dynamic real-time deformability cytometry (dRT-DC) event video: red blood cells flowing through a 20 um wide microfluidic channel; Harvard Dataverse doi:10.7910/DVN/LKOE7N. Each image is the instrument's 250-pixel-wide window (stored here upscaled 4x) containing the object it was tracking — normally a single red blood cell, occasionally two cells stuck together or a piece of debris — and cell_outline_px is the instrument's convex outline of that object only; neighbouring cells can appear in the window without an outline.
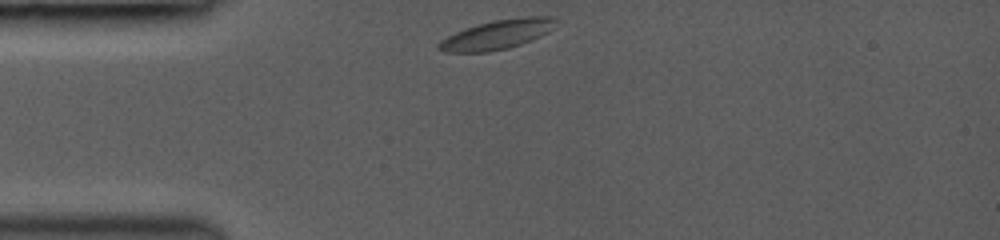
{"species": "common noctule bat (a hibernating species)", "species_latin": "Nyctalus noctula", "temperature_condition": "room temperature", "stored_images_in_passage": 31, "camera_frame_rate_fps": 3000, "um_per_image_px": 0.085, "animal": {"sex": "female", "body_mass_g": 19.0, "forearm_length_mm": 53.3}, "frame": {"image": 1, "passage_image": 1, "time_ms": 0.0, "image_size_px": [1000, 240], "cell_outline_px": [[560, 20], [548, 32], [532, 40], [508, 48], [488, 52], [444, 52], [436, 48], [436, 44], [440, 40], [464, 28], [476, 24], [492, 20], [524, 16], [556, 16]], "centroid_in_image_um": [42.28, 2.92], "position_along_channel_um": 42.7, "area_um2": 20.4}}
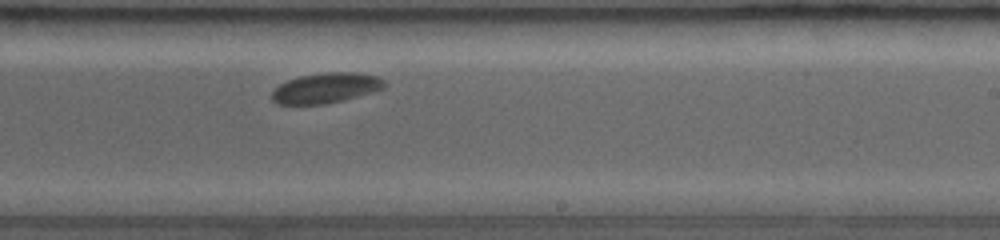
{"frame": {"image": 2, "passage_image": 19, "time_ms": 6.0, "image_size_px": [1000, 240], "cell_outline_px": [[388, 84], [384, 88], [372, 92], [344, 100], [328, 104], [276, 104], [272, 100], [272, 92], [280, 84], [288, 80], [300, 76], [324, 72], [356, 72], [376, 76], [384, 80]], "centroid_in_image_um": [27.72, 7.48], "position_along_channel_um": 261.3, "area_um2": 19.88}}
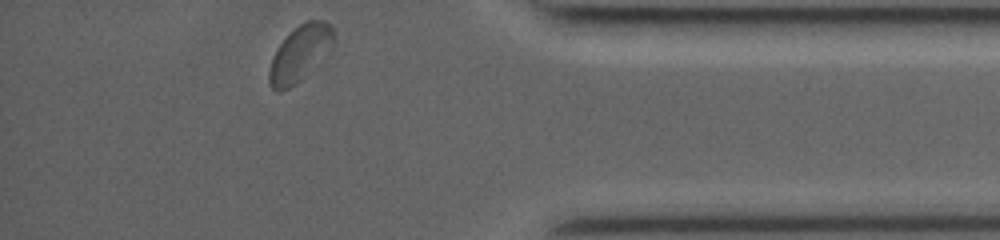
{"frame": {"image": 3, "passage_image": 31, "time_ms": 10.0, "image_size_px": [1000, 240], "cell_outline_px": [[336, 40], [332, 52], [324, 64], [296, 84], [280, 92], [276, 92], [272, 88], [268, 80], [268, 72], [276, 48], [300, 24], [308, 20], [324, 20], [332, 24]], "centroid_in_image_um": [25.61, 4.58], "position_along_channel_um": 409.6, "area_um2": 22.02}, "authors_computed_cell_mechanics": {"area_um2": 19.941, "velocity_mm_per_s": 4.0274, "shape_relaxation_time_tau1_ms": 0.9222, "shape_relaxation_time_tau2_ms": null, "deformation_change_tau1": 0.0436, "deformation_change_tau2": null}}